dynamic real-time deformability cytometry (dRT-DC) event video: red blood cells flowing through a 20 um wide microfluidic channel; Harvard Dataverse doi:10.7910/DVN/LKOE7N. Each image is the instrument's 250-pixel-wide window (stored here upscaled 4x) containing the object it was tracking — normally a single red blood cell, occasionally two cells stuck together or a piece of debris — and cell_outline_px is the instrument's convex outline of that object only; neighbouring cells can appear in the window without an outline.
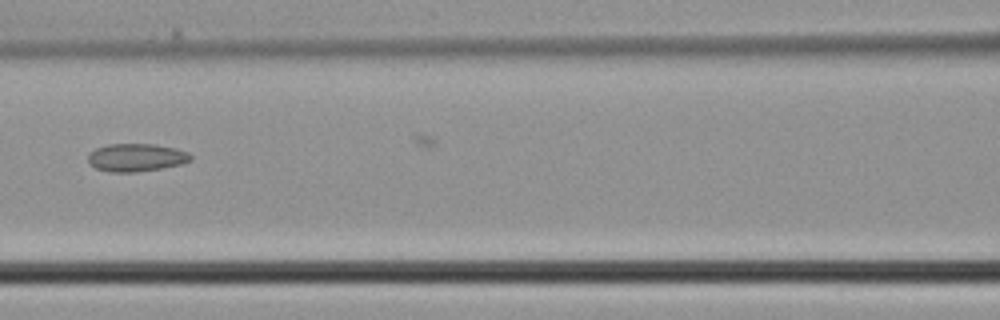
{"species": "common noctule bat (a hibernating species)", "species_latin": "Nyctalus noctula", "temperature_condition": "cold", "stored_images_in_passage": 5, "camera_frame_rate_fps": 3000, "um_per_image_px": 0.085, "animal": {"sex": "male", "body_mass_g": 21.5, "forearm_length_mm": 52.0}, "frame": {"image": 1, "passage_image": 5, "time_ms": 1.333, "image_size_px": [1000, 320], "cell_outline_px": [[192, 160], [180, 164], [160, 168], [136, 172], [112, 172], [96, 168], [88, 164], [88, 152], [96, 148], [108, 144], [156, 144], [176, 148], [188, 152], [192, 156]], "centroid_in_image_um": [11.56, 13.38], "position_along_channel_um": 155.0, "area_um2": 16.76}}